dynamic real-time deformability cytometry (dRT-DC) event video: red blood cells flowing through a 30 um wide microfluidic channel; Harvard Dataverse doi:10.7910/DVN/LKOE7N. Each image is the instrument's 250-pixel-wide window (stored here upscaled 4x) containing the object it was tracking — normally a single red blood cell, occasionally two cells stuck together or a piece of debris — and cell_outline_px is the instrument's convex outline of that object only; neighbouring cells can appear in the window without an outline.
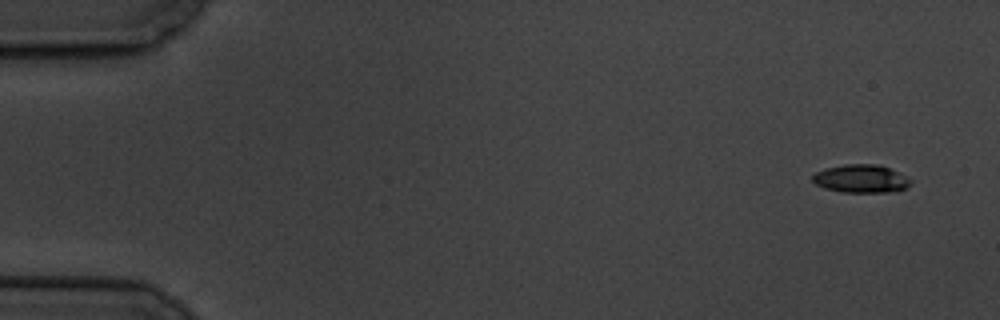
{"species": "common noctule bat (a hibernating species)", "species_latin": "Nyctalus noctula", "temperature_condition": "cold", "stored_images_in_passage": 11, "camera_frame_rate_fps": 3000, "um_per_image_px": 0.085, "animal": {"sex": "male", "body_mass_g": 19.5, "forearm_length_mm": 54.6}, "frame": {"image": 1, "passage_image": 1, "time_ms": 0.0, "image_size_px": [1000, 320], "cell_outline_px": [[912, 184], [896, 192], [840, 192], [824, 188], [816, 184], [812, 180], [812, 176], [816, 172], [824, 168], [844, 164], [876, 164], [888, 168], [908, 176], [912, 180]], "centroid_in_image_um": [73.2, 15.19], "position_along_channel_um": 11.8, "area_um2": 16.24}}
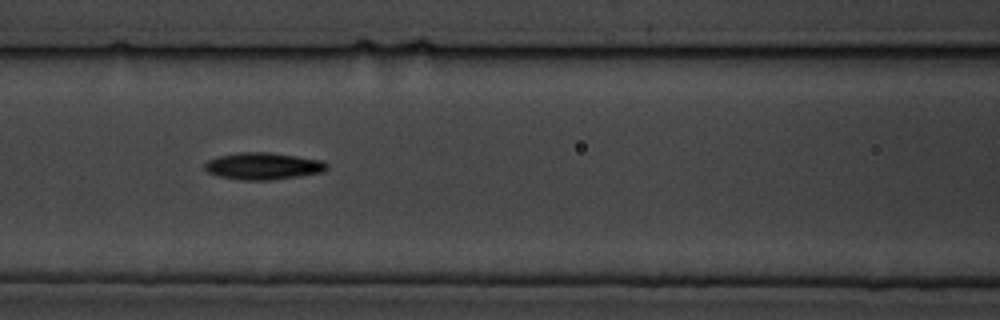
{"frame": {"image": 2, "passage_image": 7, "time_ms": 7.667, "image_size_px": [1000, 320], "cell_outline_px": [[328, 168], [324, 172], [300, 176], [272, 180], [240, 180], [216, 176], [208, 172], [204, 168], [204, 164], [208, 160], [220, 156], [240, 152], [268, 152], [296, 156], [320, 160], [328, 164]], "centroid_in_image_um": [22.36, 14.13], "position_along_channel_um": 144.2, "area_um2": 19.25}}
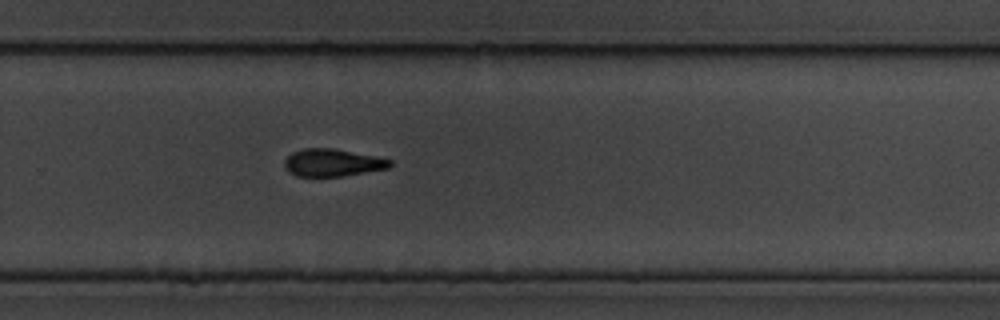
{"frame": {"image": 3, "passage_image": 11, "time_ms": 12.333, "image_size_px": [1000, 320], "cell_outline_px": [[392, 164], [388, 168], [344, 176], [296, 176], [288, 172], [284, 168], [284, 160], [292, 152], [304, 148], [336, 148], [376, 156], [392, 160]], "centroid_in_image_um": [28.25, 13.82], "position_along_channel_um": 301.6, "area_um2": 17.05}}